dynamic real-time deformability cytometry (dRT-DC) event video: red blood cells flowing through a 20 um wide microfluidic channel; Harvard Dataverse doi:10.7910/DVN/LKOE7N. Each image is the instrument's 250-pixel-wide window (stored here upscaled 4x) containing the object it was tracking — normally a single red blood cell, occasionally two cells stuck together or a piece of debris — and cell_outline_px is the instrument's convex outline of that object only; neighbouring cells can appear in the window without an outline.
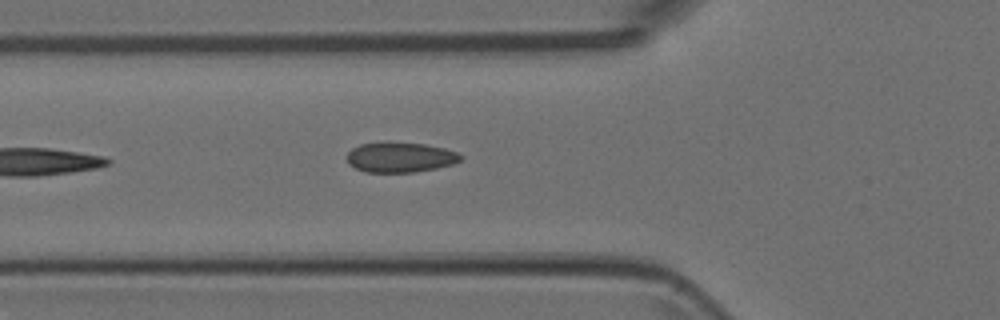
{"species": "Egyptian fruit bat (a non-hibernating species)", "species_latin": "Rousettus aegyptiacus", "temperature_condition": "room temperature", "stored_images_in_passage": 4, "camera_frame_rate_fps": 3000, "um_per_image_px": 0.085, "animal": {"sex": "female"}, "frame": {"image": 1, "passage_image": 4, "time_ms": 1.0, "image_size_px": [1000, 320], "cell_outline_px": [[464, 156], [460, 160], [452, 164], [436, 168], [416, 172], [364, 172], [348, 164], [348, 152], [352, 148], [360, 144], [380, 140], [424, 144], [444, 148], [456, 152]], "centroid_in_image_um": [33.98, 13.34], "position_along_channel_um": 91.8, "area_um2": 20.29}}